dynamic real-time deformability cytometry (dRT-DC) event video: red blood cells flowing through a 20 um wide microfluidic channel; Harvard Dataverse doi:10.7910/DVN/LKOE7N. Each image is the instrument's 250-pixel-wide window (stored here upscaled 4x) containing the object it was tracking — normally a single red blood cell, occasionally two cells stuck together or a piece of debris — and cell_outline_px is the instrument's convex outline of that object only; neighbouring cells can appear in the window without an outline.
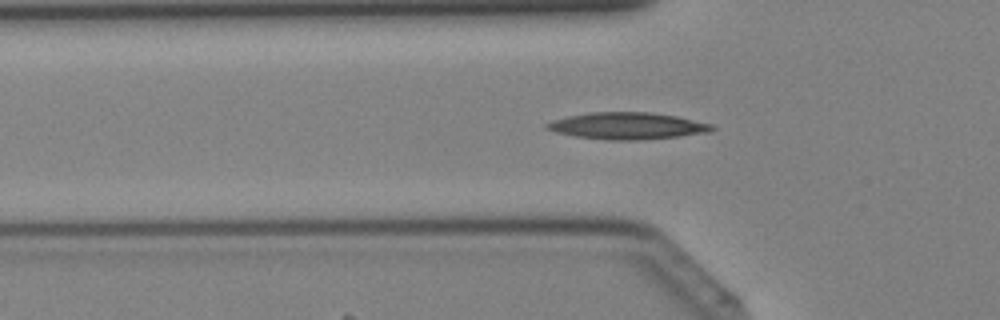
{"species": "Egyptian fruit bat (a non-hibernating species)", "species_latin": "Rousettus aegyptiacus", "temperature_condition": "cold", "stored_images_in_passage": 30, "camera_frame_rate_fps": 3000, "um_per_image_px": 0.085, "animal": {"sex": "female"}, "frame": {"image": 1, "passage_image": 7, "time_ms": 2.0, "image_size_px": [1000, 320], "cell_outline_px": [[716, 128], [708, 132], [680, 136], [640, 140], [608, 140], [576, 136], [556, 132], [544, 128], [544, 124], [552, 120], [568, 116], [592, 112], [652, 112], [676, 116], [712, 124]], "centroid_in_image_um": [53.31, 10.7], "position_along_channel_um": 72.5, "area_um2": 25.78}}
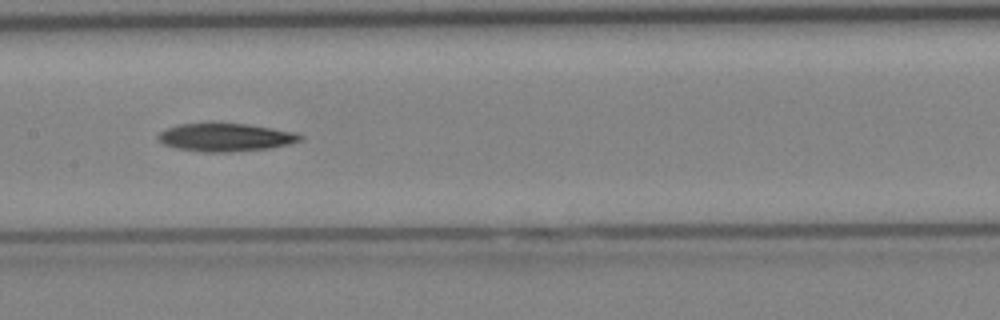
{"frame": {"image": 2, "passage_image": 14, "time_ms": 4.333, "image_size_px": [1000, 320], "cell_outline_px": [[304, 136], [300, 140], [288, 144], [268, 148], [228, 152], [200, 152], [176, 148], [164, 144], [156, 136], [160, 132], [168, 128], [180, 124], [212, 120], [248, 124], [296, 132]], "centroid_in_image_um": [19.13, 11.63], "position_along_channel_um": 188.3, "area_um2": 23.87}}
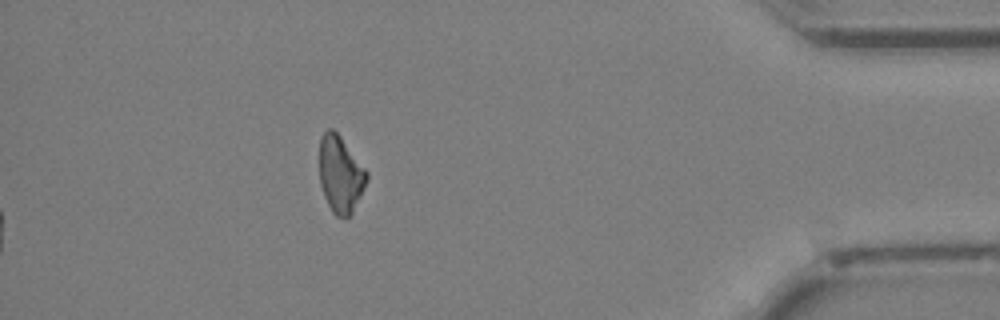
{"frame": {"image": 3, "passage_image": 30, "time_ms": 9.667, "image_size_px": [1000, 320], "cell_outline_px": [[368, 176], [364, 188], [352, 212], [348, 216], [336, 216], [332, 212], [324, 196], [320, 184], [320, 136], [328, 128], [332, 128], [340, 136], [368, 172]], "centroid_in_image_um": [28.92, 14.8], "position_along_channel_um": 406.3, "area_um2": 20.87}}